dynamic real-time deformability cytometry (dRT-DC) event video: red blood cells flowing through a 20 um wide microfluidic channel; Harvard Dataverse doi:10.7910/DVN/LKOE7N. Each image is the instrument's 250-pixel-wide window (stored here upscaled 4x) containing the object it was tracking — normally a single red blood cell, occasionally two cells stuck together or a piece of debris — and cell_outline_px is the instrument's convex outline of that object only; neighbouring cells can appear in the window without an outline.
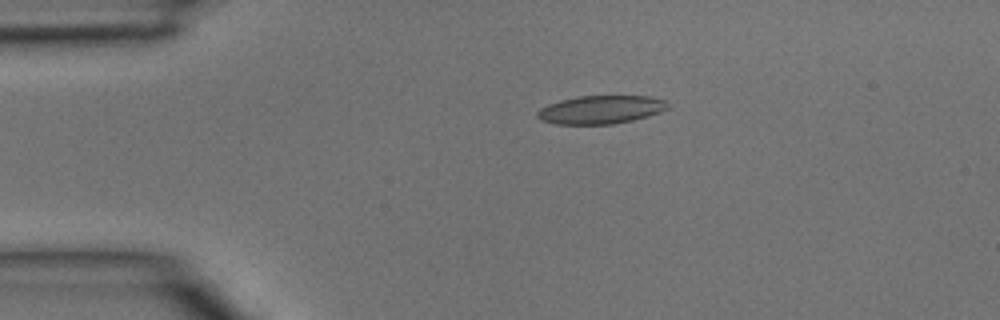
{"species": "common noctule bat (a hibernating species)", "species_latin": "Nyctalus noctula", "temperature_condition": "room temperature", "stored_images_in_passage": 3, "camera_frame_rate_fps": 3000, "um_per_image_px": 0.085, "animal": {"sex": "male", "body_mass_g": 15.6}, "frame": {"image": 1, "passage_image": 1, "time_ms": 0.0, "image_size_px": [1000, 320], "cell_outline_px": [[668, 108], [660, 112], [648, 116], [632, 120], [612, 124], [556, 124], [540, 120], [536, 116], [536, 112], [540, 108], [548, 104], [560, 100], [580, 96], [652, 96], [668, 100]], "centroid_in_image_um": [51.08, 9.31], "position_along_channel_um": 33.9, "area_um2": 21.62}}